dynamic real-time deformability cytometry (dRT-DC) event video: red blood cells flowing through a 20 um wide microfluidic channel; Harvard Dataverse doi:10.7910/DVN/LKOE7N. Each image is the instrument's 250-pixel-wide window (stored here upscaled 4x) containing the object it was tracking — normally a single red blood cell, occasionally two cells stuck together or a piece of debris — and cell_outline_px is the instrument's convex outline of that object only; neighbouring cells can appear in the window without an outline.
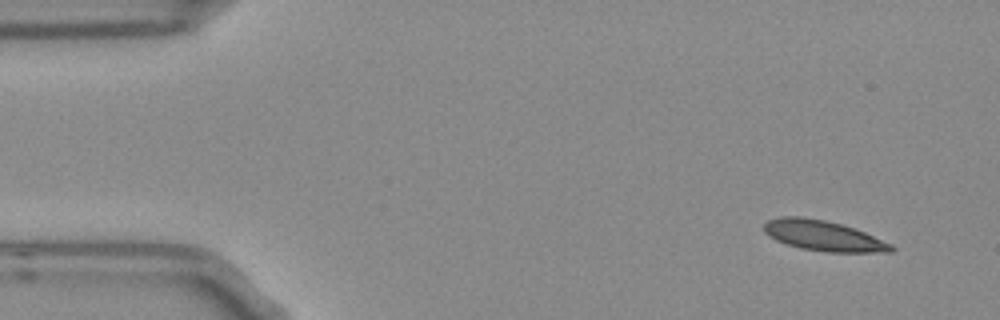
{"species": "Egyptian fruit bat (a non-hibernating species)", "species_latin": "Rousettus aegyptiacus", "temperature_condition": "room temperature", "stored_images_in_passage": 5, "camera_frame_rate_fps": 3000, "um_per_image_px": 0.085, "frame": {"image": 1, "passage_image": 1, "time_ms": 0.0, "image_size_px": [1000, 320], "cell_outline_px": [[896, 248], [892, 252], [824, 252], [800, 248], [784, 244], [768, 236], [764, 232], [764, 224], [768, 220], [780, 216], [800, 216], [824, 220], [856, 228], [892, 244]], "centroid_in_image_um": [69.97, 20.04], "position_along_channel_um": 15.0, "area_um2": 22.72}}
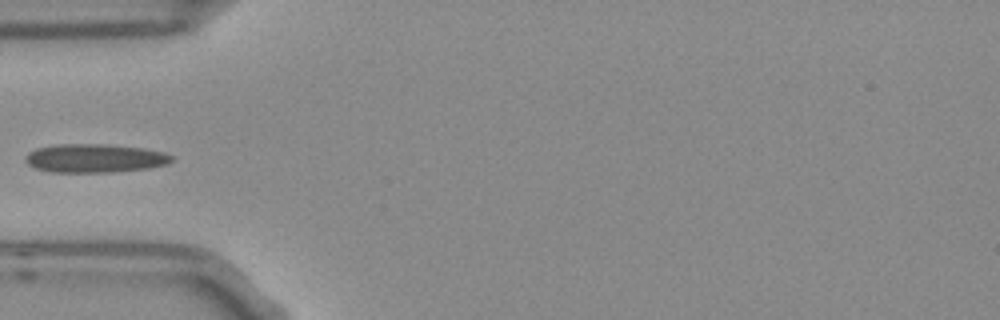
{"frame": {"image": 2, "passage_image": 4, "time_ms": 1.0, "image_size_px": [1000, 320], "cell_outline_px": [[172, 160], [168, 164], [152, 168], [116, 172], [52, 172], [36, 168], [28, 164], [24, 160], [28, 152], [36, 148], [60, 144], [100, 144], [144, 148], [164, 152], [172, 156]], "centroid_in_image_um": [8.08, 13.46], "position_along_channel_um": 76.9, "area_um2": 24.45}}
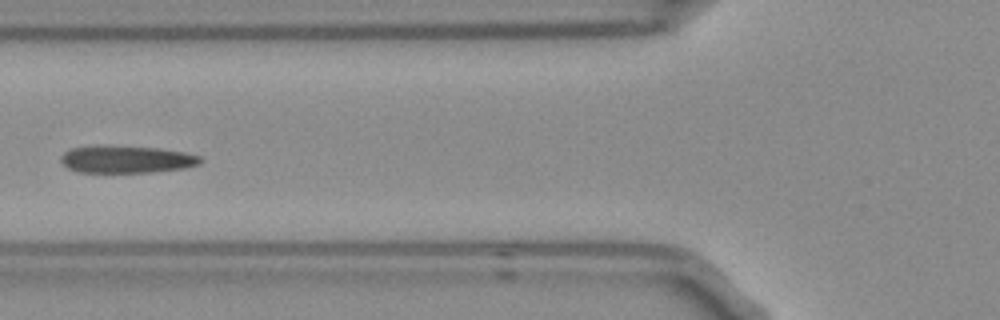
{"frame": {"image": 3, "passage_image": 5, "time_ms": 1.333, "image_size_px": [1000, 320], "cell_outline_px": [[204, 160], [200, 164], [184, 168], [152, 172], [76, 172], [68, 168], [60, 160], [60, 156], [64, 152], [72, 148], [96, 144], [104, 144], [156, 148], [184, 152], [200, 156]], "centroid_in_image_um": [10.72, 13.52], "position_along_channel_um": 115.1, "area_um2": 22.6}}